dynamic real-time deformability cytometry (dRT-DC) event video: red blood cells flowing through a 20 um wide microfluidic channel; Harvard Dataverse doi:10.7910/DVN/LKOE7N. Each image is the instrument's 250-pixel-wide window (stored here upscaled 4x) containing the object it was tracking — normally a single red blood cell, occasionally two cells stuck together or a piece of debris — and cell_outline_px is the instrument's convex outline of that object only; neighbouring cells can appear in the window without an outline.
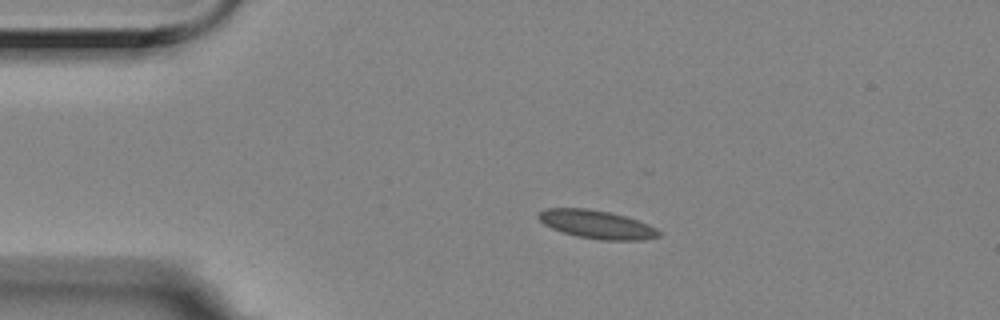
{"species": "Egyptian fruit bat (a non-hibernating species)", "species_latin": "Rousettus aegyptiacus", "temperature_condition": "room temperature", "stored_images_in_passage": 6, "camera_frame_rate_fps": 3000, "um_per_image_px": 0.085, "animal": {"sex": "female"}, "frame": {"image": 1, "passage_image": 2, "time_ms": 0.333, "image_size_px": [1000, 320], "cell_outline_px": [[660, 236], [640, 240], [600, 240], [576, 236], [552, 228], [544, 224], [536, 216], [544, 208], [588, 208], [612, 212], [648, 224], [656, 228], [660, 232]], "centroid_in_image_um": [50.71, 19.07], "position_along_channel_um": 34.3, "area_um2": 19.83}}
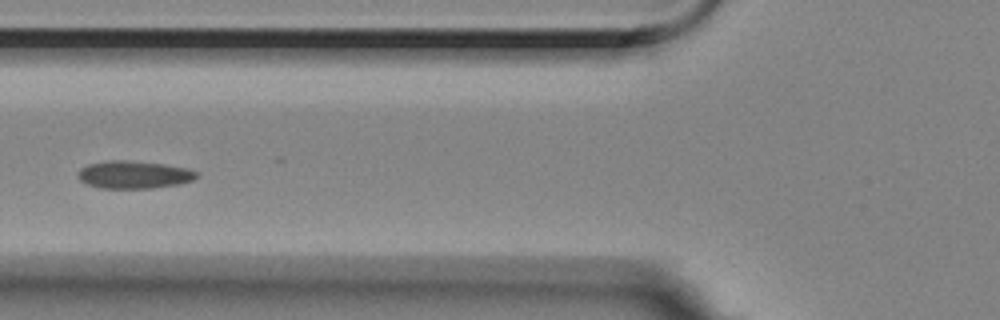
{"frame": {"image": 2, "passage_image": 5, "time_ms": 1.333, "image_size_px": [1000, 320], "cell_outline_px": [[200, 176], [192, 180], [180, 184], [152, 188], [100, 188], [88, 184], [80, 180], [76, 176], [76, 172], [80, 168], [88, 164], [108, 160], [128, 160], [164, 164], [188, 168], [196, 172]], "centroid_in_image_um": [11.36, 14.84], "position_along_channel_um": 114.4, "area_um2": 19.31}}
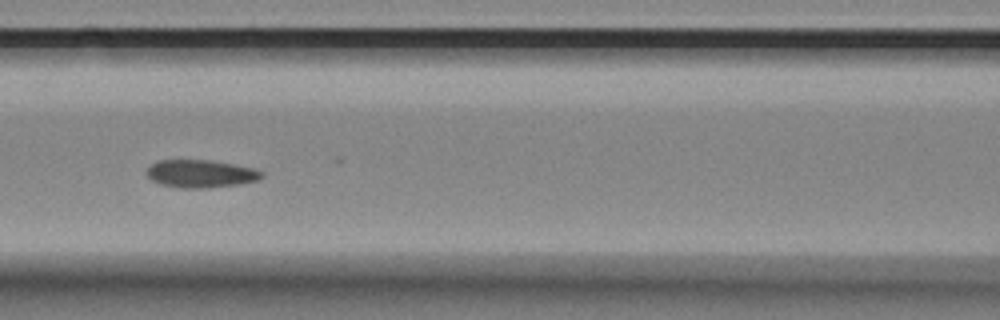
{"frame": {"image": 3, "passage_image": 6, "time_ms": 1.667, "image_size_px": [1000, 320], "cell_outline_px": [[264, 176], [260, 180], [240, 184], [208, 188], [176, 188], [160, 184], [152, 180], [148, 176], [148, 168], [152, 164], [160, 160], [212, 160], [256, 168], [264, 172]], "centroid_in_image_um": [17.13, 14.77], "position_along_channel_um": 149.5, "area_um2": 18.84}}